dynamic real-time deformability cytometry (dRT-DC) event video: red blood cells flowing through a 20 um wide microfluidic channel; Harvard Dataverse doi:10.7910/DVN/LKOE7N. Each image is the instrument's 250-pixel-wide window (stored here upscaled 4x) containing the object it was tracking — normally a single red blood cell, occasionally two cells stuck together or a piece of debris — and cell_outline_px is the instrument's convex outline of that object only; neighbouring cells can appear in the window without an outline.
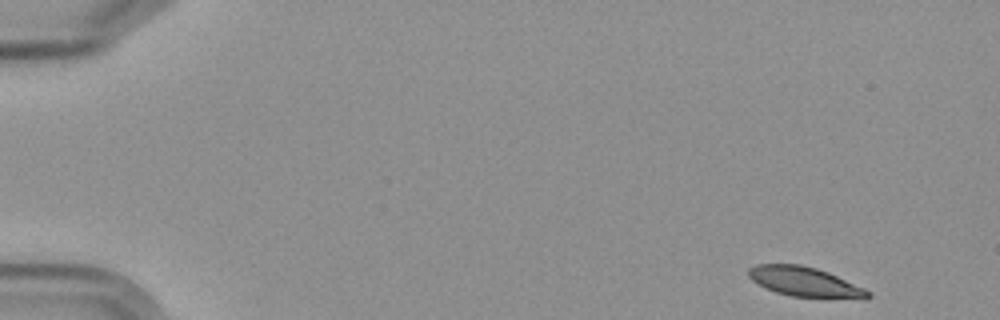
{"species": "Egyptian fruit bat (a non-hibernating species)", "species_latin": "Rousettus aegyptiacus", "temperature_condition": "cold", "stored_images_in_passage": 6, "camera_frame_rate_fps": 3000, "um_per_image_px": 0.085, "frame": {"image": 1, "passage_image": 1, "time_ms": 0.0, "image_size_px": [1000, 320], "cell_outline_px": [[872, 296], [868, 300], [864, 300], [792, 296], [776, 292], [764, 288], [752, 280], [748, 276], [748, 268], [756, 264], [800, 264], [816, 268], [828, 272], [864, 288], [872, 292]], "centroid_in_image_um": [68.47, 23.98], "position_along_channel_um": 16.5, "area_um2": 21.04}}
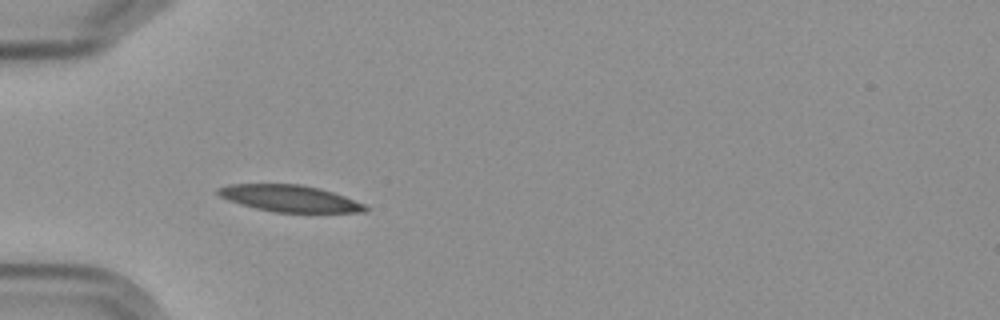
{"frame": {"image": 2, "passage_image": 5, "time_ms": 4.667, "image_size_px": [1000, 320], "cell_outline_px": [[368, 208], [364, 212], [272, 212], [240, 204], [228, 200], [220, 196], [216, 192], [216, 188], [228, 184], [300, 184], [320, 188], [344, 196], [364, 204]], "centroid_in_image_um": [24.57, 16.86], "position_along_channel_um": 60.4, "area_um2": 22.77}}